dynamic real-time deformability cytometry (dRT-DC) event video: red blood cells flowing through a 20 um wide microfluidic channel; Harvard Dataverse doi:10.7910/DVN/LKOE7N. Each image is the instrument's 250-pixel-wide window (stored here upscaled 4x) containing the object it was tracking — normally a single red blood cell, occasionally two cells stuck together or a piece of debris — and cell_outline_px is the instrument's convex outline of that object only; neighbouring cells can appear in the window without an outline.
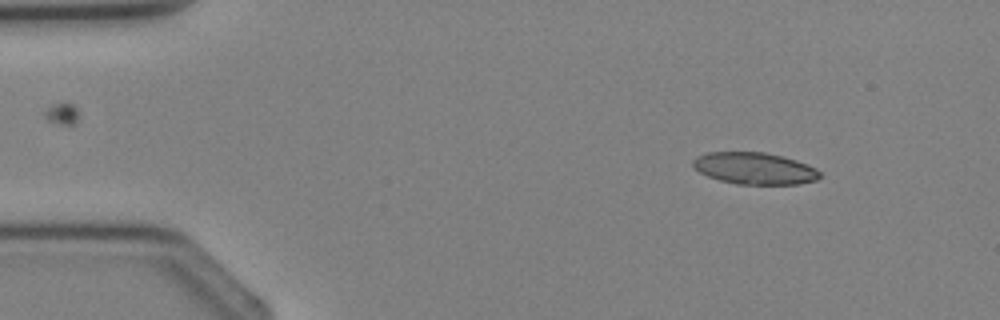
{"species": "Egyptian fruit bat (a non-hibernating species)", "species_latin": "Rousettus aegyptiacus", "temperature_condition": "cold", "stored_images_in_passage": 4, "camera_frame_rate_fps": 3000, "um_per_image_px": 0.085, "animal": {"sex": "female"}, "frame": {"image": 1, "passage_image": 2, "time_ms": 1.0, "image_size_px": [1000, 320], "cell_outline_px": [[820, 176], [816, 180], [796, 184], [736, 184], [720, 180], [708, 176], [692, 168], [692, 160], [696, 156], [708, 152], [764, 152], [784, 156], [808, 164], [816, 168], [820, 172]], "centroid_in_image_um": [64.12, 14.3], "position_along_channel_um": 20.9, "area_um2": 23.64}}
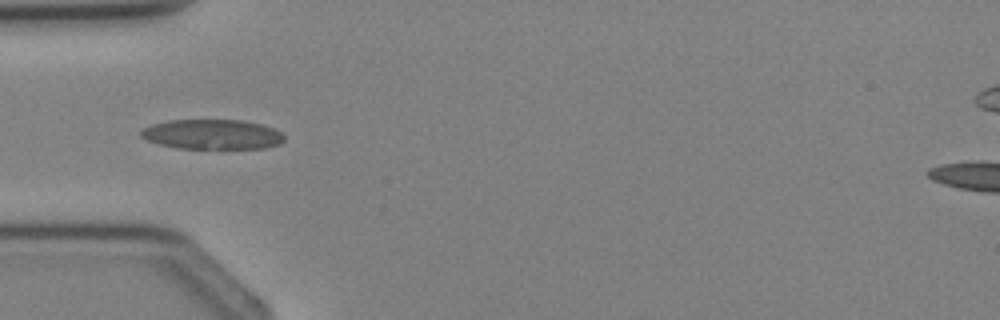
{"frame": {"image": 2, "passage_image": 4, "time_ms": 3.333, "image_size_px": [1000, 320], "cell_outline_px": [[284, 140], [280, 144], [264, 148], [176, 148], [160, 144], [148, 140], [140, 136], [140, 132], [144, 128], [152, 124], [168, 120], [244, 120], [260, 124], [272, 128], [280, 132], [284, 136]], "centroid_in_image_um": [18.04, 11.41], "position_along_channel_um": 67.0, "area_um2": 24.8}}